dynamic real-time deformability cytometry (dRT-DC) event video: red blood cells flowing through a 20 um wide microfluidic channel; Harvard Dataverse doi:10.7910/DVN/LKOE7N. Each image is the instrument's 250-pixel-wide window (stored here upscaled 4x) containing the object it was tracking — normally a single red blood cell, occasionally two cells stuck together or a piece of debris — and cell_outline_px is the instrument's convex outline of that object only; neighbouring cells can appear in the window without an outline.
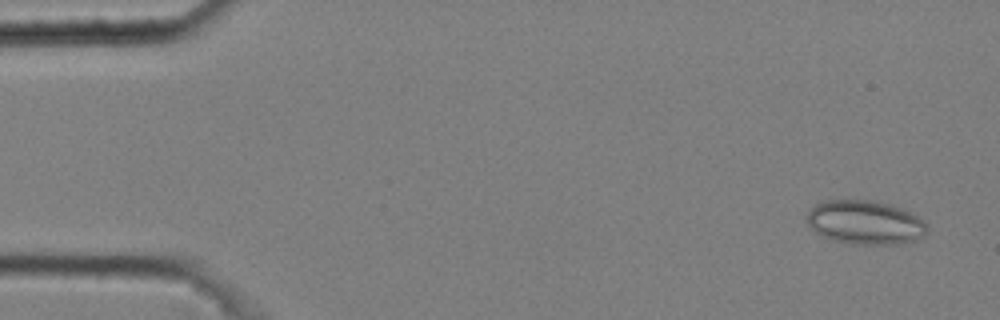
{"species": "common noctule bat (a hibernating species)", "species_latin": "Nyctalus noctula", "temperature_condition": "cold", "stored_images_in_passage": 9, "camera_frame_rate_fps": 3000, "um_per_image_px": 0.085, "animal": {"sex": "male", "body_mass_g": 20.4}, "frame": {"image": 1, "passage_image": 1, "time_ms": 0.0, "image_size_px": [1000, 320], "cell_outline_px": [[928, 232], [924, 236], [916, 240], [896, 244], [848, 244], [832, 240], [820, 236], [808, 224], [808, 212], [816, 204], [824, 200], [872, 200], [888, 204], [900, 208], [924, 220], [928, 224]], "centroid_in_image_um": [73.55, 18.92], "position_along_channel_um": 11.5, "area_um2": 30.87}}
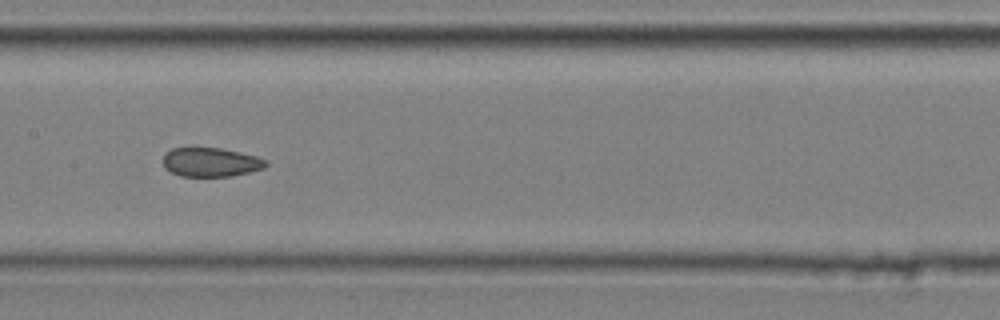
{"frame": {"image": 2, "passage_image": 8, "time_ms": 2.333, "image_size_px": [1000, 320], "cell_outline_px": [[268, 164], [264, 168], [232, 176], [180, 176], [164, 168], [164, 156], [172, 148], [192, 144], [220, 148], [240, 152], [256, 156], [268, 160]], "centroid_in_image_um": [17.89, 13.74], "position_along_channel_um": 189.5, "area_um2": 17.98}}
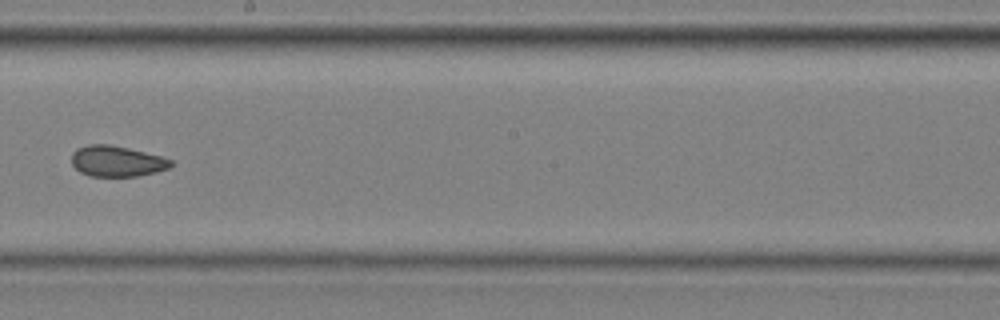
{"frame": {"image": 3, "passage_image": 9, "time_ms": 2.667, "image_size_px": [1000, 320], "cell_outline_px": [[172, 164], [168, 168], [156, 172], [136, 176], [88, 176], [80, 172], [72, 164], [72, 152], [76, 148], [88, 144], [112, 144], [160, 156], [172, 160]], "centroid_in_image_um": [9.89, 13.69], "position_along_channel_um": 238.3, "area_um2": 17.8}}